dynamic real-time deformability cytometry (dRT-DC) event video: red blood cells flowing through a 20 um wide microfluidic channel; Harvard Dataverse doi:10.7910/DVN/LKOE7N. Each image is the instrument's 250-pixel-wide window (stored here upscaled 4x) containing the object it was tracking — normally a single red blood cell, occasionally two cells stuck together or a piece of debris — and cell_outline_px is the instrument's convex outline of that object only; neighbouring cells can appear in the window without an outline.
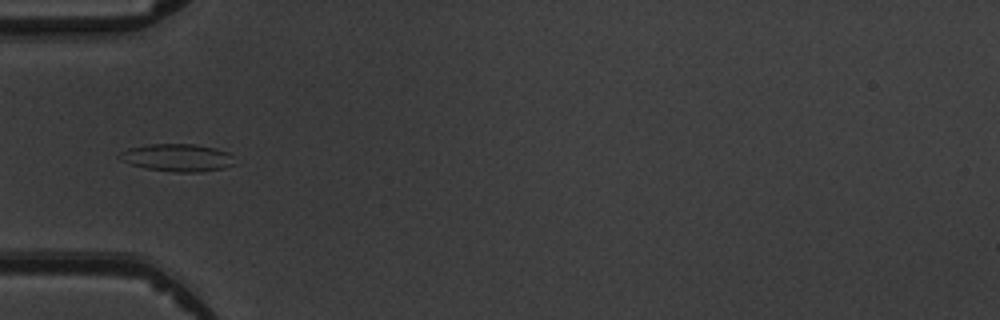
{"species": "common noctule bat (a hibernating species)", "species_latin": "Nyctalus noctula", "temperature_condition": "warm", "stored_images_in_passage": 6, "camera_frame_rate_fps": 3000, "um_per_image_px": 0.085, "animal": {"sex": "male", "body_mass_g": 19.5, "forearm_length_mm": 54.6}, "frame": {"image": 1, "passage_image": 5, "time_ms": 5.333, "image_size_px": [1000, 320], "cell_outline_px": [[236, 164], [224, 168], [200, 172], [176, 172], [148, 168], [132, 164], [120, 160], [116, 156], [120, 152], [128, 148], [148, 144], [192, 144], [216, 148], [228, 152], [232, 156]], "centroid_in_image_um": [15.08, 13.39], "position_along_channel_um": 69.9, "area_um2": 18.5}}